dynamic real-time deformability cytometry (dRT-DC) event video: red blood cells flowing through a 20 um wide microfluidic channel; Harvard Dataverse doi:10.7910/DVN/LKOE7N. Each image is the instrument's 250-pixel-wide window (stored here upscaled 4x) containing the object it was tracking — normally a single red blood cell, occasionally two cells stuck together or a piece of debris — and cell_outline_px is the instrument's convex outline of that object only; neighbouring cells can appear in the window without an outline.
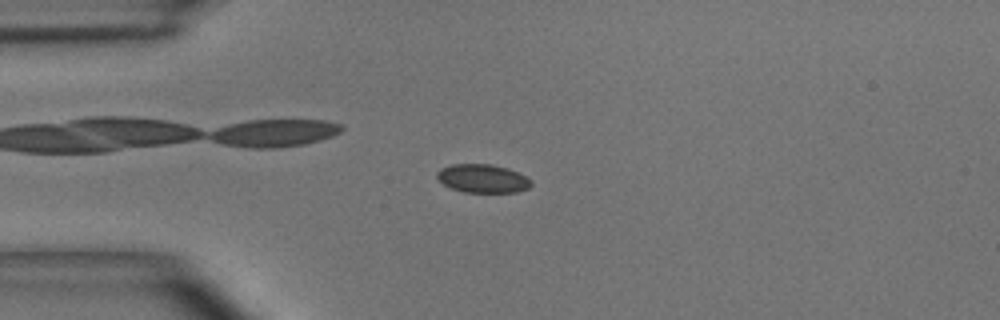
{"species": "common noctule bat (a hibernating species)", "species_latin": "Nyctalus noctula", "temperature_condition": "room temperature", "stored_images_in_passage": 50, "camera_frame_rate_fps": 3000, "um_per_image_px": 0.085, "animal": {"sex": "male", "body_mass_g": 15.6}, "frame": {"image": 1, "passage_image": 12, "time_ms": 3.667, "image_size_px": [1000, 320], "cell_outline_px": [[532, 184], [528, 188], [516, 192], [464, 192], [452, 188], [444, 184], [436, 176], [436, 172], [440, 168], [452, 164], [492, 164], [508, 168], [532, 180]], "centroid_in_image_um": [41.02, 15.16], "position_along_channel_um": 44.0, "area_um2": 15.55}}
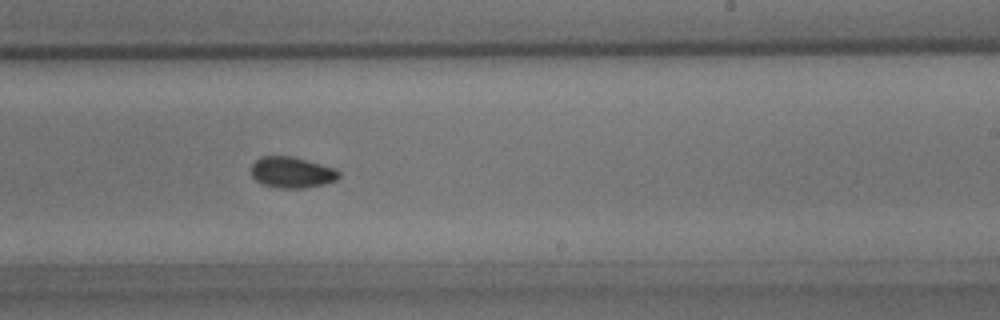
{"frame": {"image": 2, "passage_image": 30, "time_ms": 9.667, "image_size_px": [1000, 320], "cell_outline_px": [[340, 176], [336, 180], [324, 184], [304, 188], [276, 188], [264, 184], [256, 180], [252, 176], [252, 164], [260, 156], [292, 156], [332, 168], [340, 172]], "centroid_in_image_um": [24.79, 14.66], "position_along_channel_um": 264.2, "area_um2": 15.66}}
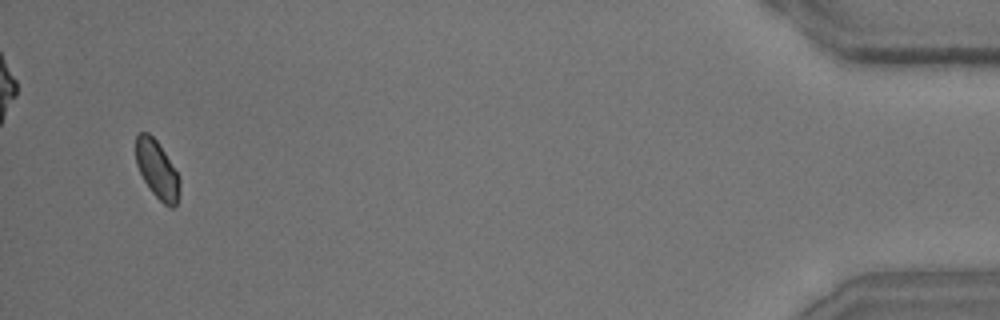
{"frame": {"image": 3, "passage_image": 48, "time_ms": 15.667, "image_size_px": [1000, 320], "cell_outline_px": [[180, 184], [176, 204], [172, 208], [164, 204], [152, 192], [144, 180], [136, 164], [136, 136], [140, 132], [148, 132], [156, 140], [164, 152], [176, 172], [180, 180]], "centroid_in_image_um": [13.33, 14.4], "position_along_channel_um": 421.9, "area_um2": 14.39}, "authors_computed_cell_mechanics": {"area_um2": 15.5482, "velocity_mm_per_s": 3.9599, "shape_relaxation_time_tau1_ms": 2.9739, "shape_relaxation_time_tau2_ms": 1.5077, "deformation_change_tau1": 0.0493, "deformation_change_tau2": 0.042}}